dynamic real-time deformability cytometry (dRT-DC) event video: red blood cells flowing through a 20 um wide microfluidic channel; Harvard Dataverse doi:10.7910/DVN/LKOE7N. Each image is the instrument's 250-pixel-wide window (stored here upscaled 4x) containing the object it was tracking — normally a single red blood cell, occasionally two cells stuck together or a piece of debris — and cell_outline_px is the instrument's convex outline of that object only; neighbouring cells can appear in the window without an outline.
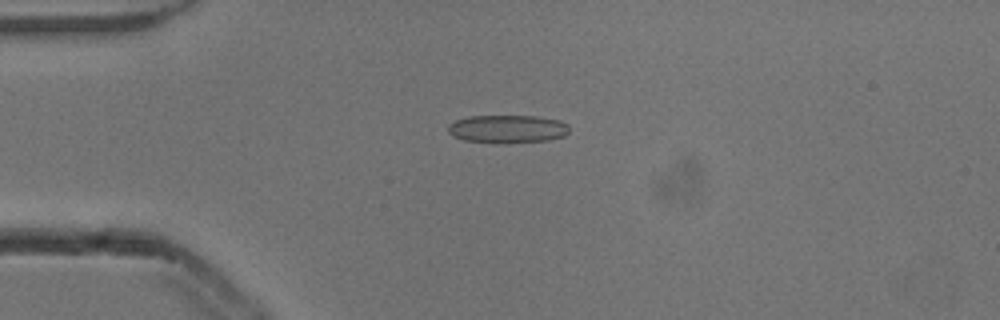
{"species": "common noctule bat (a hibernating species)", "species_latin": "Nyctalus noctula", "temperature_condition": "cold", "stored_images_in_passage": 50, "camera_frame_rate_fps": 3000, "um_per_image_px": 0.085, "animal": {"sex": "male", "body_mass_g": 13.3}, "frame": {"image": 1, "passage_image": 10, "time_ms": 3.0, "image_size_px": [1000, 320], "cell_outline_px": [[568, 132], [564, 136], [548, 140], [492, 144], [464, 140], [452, 136], [448, 132], [448, 124], [456, 120], [468, 116], [536, 116], [560, 120], [568, 124]], "centroid_in_image_um": [43.1, 10.97], "position_along_channel_um": 41.9, "area_um2": 20.06}}
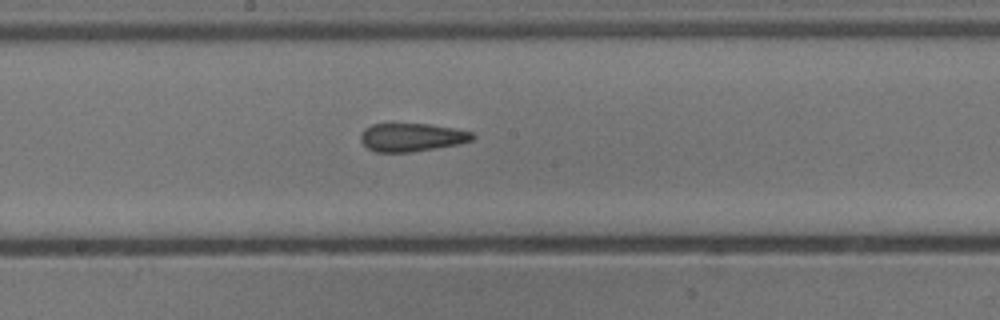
{"frame": {"image": 2, "passage_image": 25, "time_ms": 8.0, "image_size_px": [1000, 320], "cell_outline_px": [[476, 136], [472, 140], [460, 144], [436, 148], [408, 152], [376, 152], [368, 148], [360, 140], [360, 136], [364, 128], [372, 124], [428, 124], [456, 128], [472, 132]], "centroid_in_image_um": [35.02, 11.67], "position_along_channel_um": 213.2, "area_um2": 18.44}}
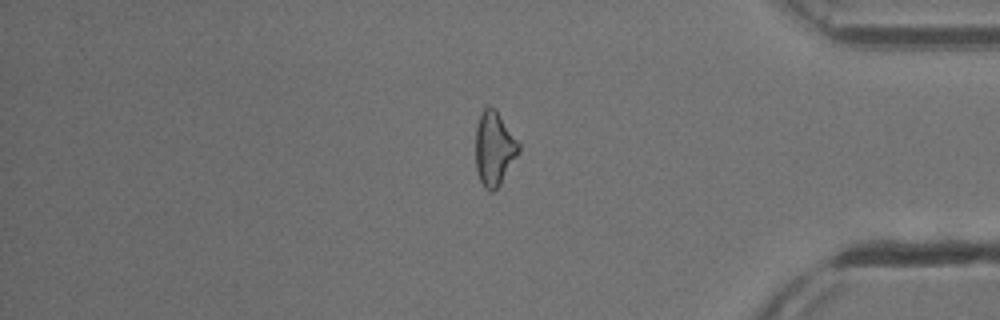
{"frame": {"image": 3, "passage_image": 41, "time_ms": 13.333, "image_size_px": [1000, 320], "cell_outline_px": [[520, 152], [500, 184], [492, 192], [484, 188], [480, 180], [476, 168], [476, 128], [480, 116], [484, 108], [496, 108], [520, 144]], "centroid_in_image_um": [42.02, 12.63], "position_along_channel_um": 393.2, "area_um2": 18.5}, "authors_computed_cell_mechanics": {"area_um2": 19.2763, "velocity_mm_per_s": 3.8867, "shape_relaxation_time_tau1_ms": null, "shape_relaxation_time_tau2_ms": 3.0068, "deformation_change_tau1": null, "deformation_change_tau2": 0.11}}